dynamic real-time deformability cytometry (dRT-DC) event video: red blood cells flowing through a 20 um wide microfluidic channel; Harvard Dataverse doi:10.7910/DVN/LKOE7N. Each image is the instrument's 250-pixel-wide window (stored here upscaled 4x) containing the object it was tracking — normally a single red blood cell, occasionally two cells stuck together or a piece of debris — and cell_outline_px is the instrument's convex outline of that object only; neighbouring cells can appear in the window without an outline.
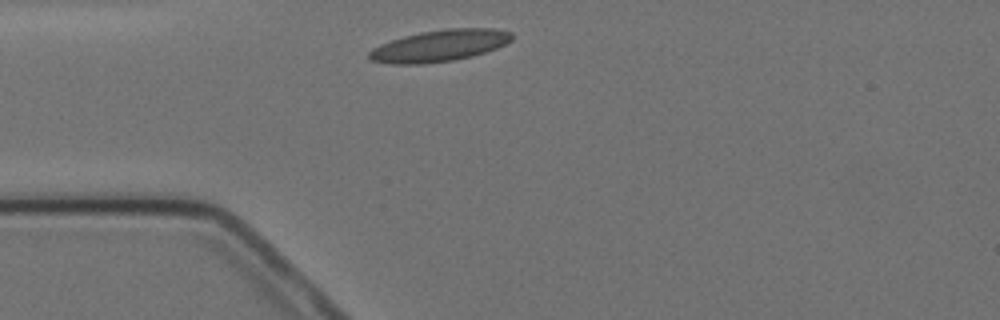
{"species": "Egyptian fruit bat (a non-hibernating species)", "species_latin": "Rousettus aegyptiacus", "temperature_condition": "cold", "stored_images_in_passage": 9, "camera_frame_rate_fps": 3000, "um_per_image_px": 0.085, "animal": {"sex": "female"}, "frame": {"image": 1, "passage_image": 1, "time_ms": 0.0, "image_size_px": [1000, 320], "cell_outline_px": [[512, 40], [496, 48], [472, 56], [452, 60], [424, 64], [392, 64], [372, 60], [368, 56], [368, 52], [372, 48], [380, 44], [404, 36], [420, 32], [448, 28], [496, 28], [512, 32]], "centroid_in_image_um": [37.36, 3.88], "position_along_channel_um": 47.6, "area_um2": 26.24}}
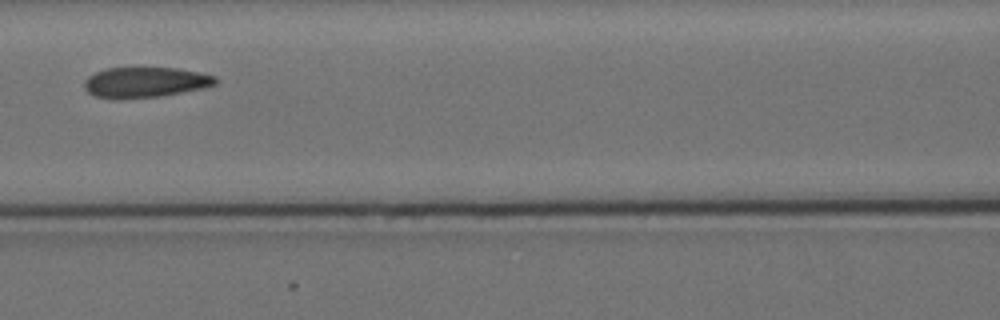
{"frame": {"image": 2, "passage_image": 4, "time_ms": 3.333, "image_size_px": [1000, 320], "cell_outline_px": [[216, 84], [204, 88], [160, 96], [96, 96], [88, 92], [84, 88], [84, 80], [88, 76], [104, 68], [176, 68], [200, 72], [216, 76]], "centroid_in_image_um": [12.39, 6.95], "position_along_channel_um": 154.2, "area_um2": 22.48}}
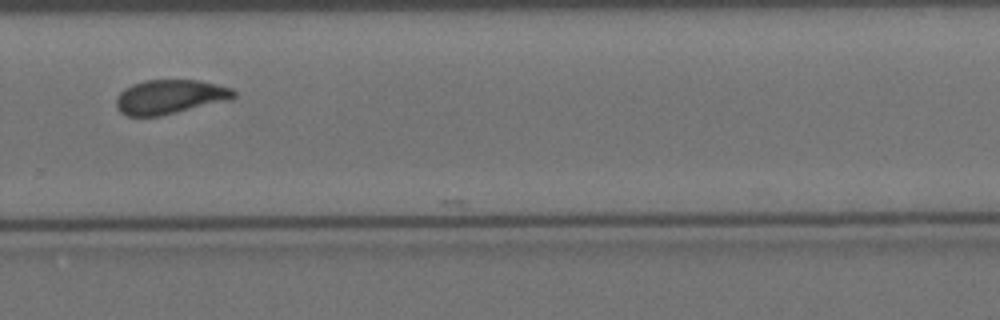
{"frame": {"image": 3, "passage_image": 8, "time_ms": 8.0, "image_size_px": [1000, 320], "cell_outline_px": [[236, 96], [224, 100], [160, 116], [128, 116], [120, 112], [116, 108], [116, 100], [120, 92], [124, 88], [132, 84], [144, 80], [200, 80], [232, 88], [236, 92]], "centroid_in_image_um": [14.38, 8.22], "position_along_channel_um": 315.4, "area_um2": 23.18}}